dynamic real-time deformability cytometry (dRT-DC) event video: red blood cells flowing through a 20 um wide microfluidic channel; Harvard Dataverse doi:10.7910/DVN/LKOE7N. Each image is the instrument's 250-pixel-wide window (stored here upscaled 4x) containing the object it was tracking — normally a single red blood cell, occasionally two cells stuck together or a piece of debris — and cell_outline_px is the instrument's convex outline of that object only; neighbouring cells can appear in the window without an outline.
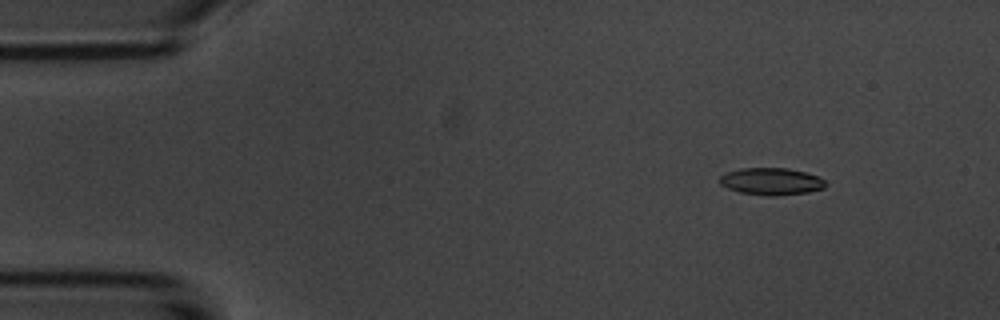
{"species": "common noctule bat (a hibernating species)", "species_latin": "Nyctalus noctula", "temperature_condition": "room temperature", "stored_images_in_passage": 5, "camera_frame_rate_fps": 3000, "um_per_image_px": 0.085, "animal": {"sex": "male", "body_mass_g": 20.1, "forearm_length_mm": 53.5}, "frame": {"image": 1, "passage_image": 2, "time_ms": 1.333, "image_size_px": [1000, 320], "cell_outline_px": [[824, 188], [808, 192], [776, 196], [768, 196], [740, 192], [728, 188], [720, 184], [720, 176], [728, 172], [740, 168], [788, 168], [820, 176], [824, 180]], "centroid_in_image_um": [65.56, 15.42], "position_along_channel_um": 19.4, "area_um2": 16.65}}
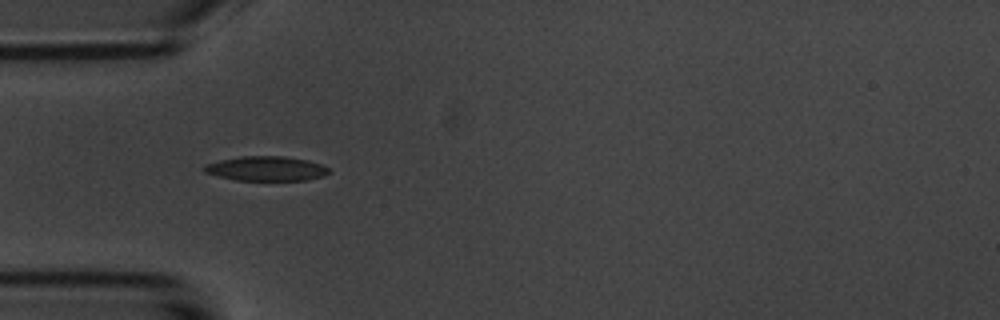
{"frame": {"image": 2, "passage_image": 5, "time_ms": 4.667, "image_size_px": [1000, 320], "cell_outline_px": [[332, 172], [324, 176], [304, 180], [236, 180], [204, 172], [204, 164], [220, 160], [240, 156], [284, 156], [308, 160], [320, 164], [328, 168]], "centroid_in_image_um": [22.65, 14.32], "position_along_channel_um": 62.4, "area_um2": 17.8}}